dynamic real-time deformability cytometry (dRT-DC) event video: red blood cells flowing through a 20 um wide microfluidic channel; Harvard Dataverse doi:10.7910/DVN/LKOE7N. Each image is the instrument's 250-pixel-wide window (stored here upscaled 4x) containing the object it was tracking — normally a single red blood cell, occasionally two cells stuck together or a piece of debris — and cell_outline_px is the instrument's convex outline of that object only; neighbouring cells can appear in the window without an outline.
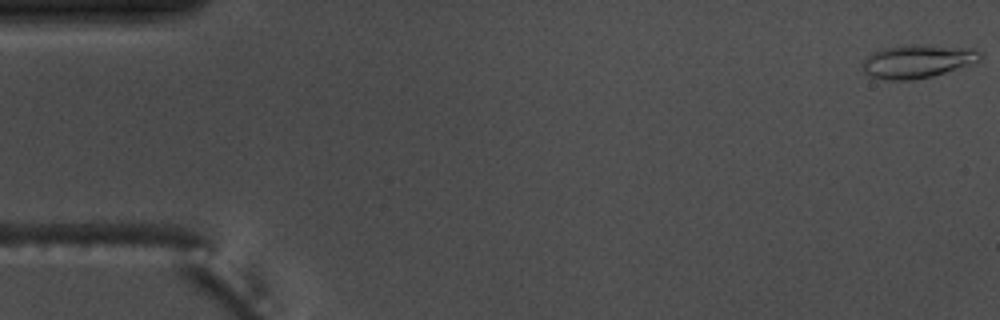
{"species": "common noctule bat (a hibernating species)", "species_latin": "Nyctalus noctula", "temperature_condition": "warm", "stored_images_in_passage": 15, "camera_frame_rate_fps": 3000, "um_per_image_px": 0.085, "animal": {"sex": "male", "body_mass_g": 17.5, "forearm_length_mm": 52.3}, "frame": {"image": 1, "passage_image": 1, "time_ms": 0.0, "image_size_px": [1000, 320], "cell_outline_px": [[984, 56], [980, 60], [932, 76], [912, 80], [888, 80], [868, 76], [864, 72], [860, 64], [872, 52], [884, 48], [924, 44], [928, 44], [976, 48]], "centroid_in_image_um": [77.98, 5.2], "position_along_channel_um": 7.0, "area_um2": 22.89}}